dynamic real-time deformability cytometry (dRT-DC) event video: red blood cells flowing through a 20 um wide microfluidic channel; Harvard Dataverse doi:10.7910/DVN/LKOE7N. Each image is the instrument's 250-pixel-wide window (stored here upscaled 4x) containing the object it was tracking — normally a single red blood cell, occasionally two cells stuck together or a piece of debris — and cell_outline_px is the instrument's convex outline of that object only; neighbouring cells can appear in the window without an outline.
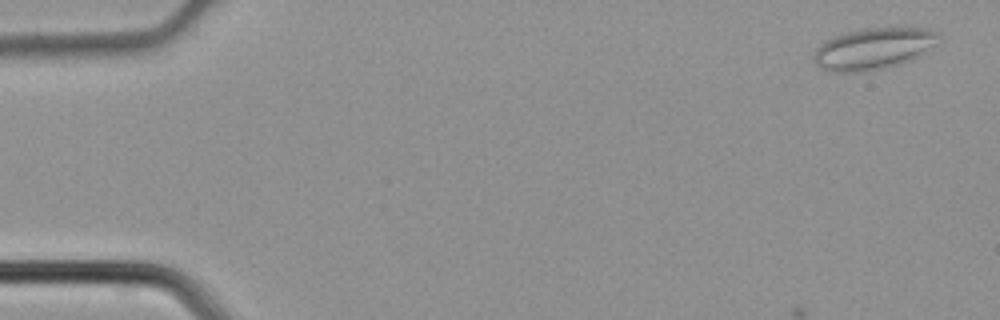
{"species": "common noctule bat (a hibernating species)", "species_latin": "Nyctalus noctula", "temperature_condition": "cold", "stored_images_in_passage": 15, "camera_frame_rate_fps": 3000, "um_per_image_px": 0.085, "animal": {"sex": "male", "body_mass_g": 21.5, "forearm_length_mm": 52.0}, "frame": {"image": 1, "passage_image": 2, "time_ms": 0.333, "image_size_px": [1000, 320], "cell_outline_px": [[940, 36], [920, 56], [912, 60], [900, 64], [868, 72], [828, 72], [820, 68], [812, 60], [812, 52], [824, 40], [848, 32], [868, 28], [908, 24], [928, 28], [936, 32]], "centroid_in_image_um": [74.23, 4.11], "position_along_channel_um": 10.8, "area_um2": 31.1}}